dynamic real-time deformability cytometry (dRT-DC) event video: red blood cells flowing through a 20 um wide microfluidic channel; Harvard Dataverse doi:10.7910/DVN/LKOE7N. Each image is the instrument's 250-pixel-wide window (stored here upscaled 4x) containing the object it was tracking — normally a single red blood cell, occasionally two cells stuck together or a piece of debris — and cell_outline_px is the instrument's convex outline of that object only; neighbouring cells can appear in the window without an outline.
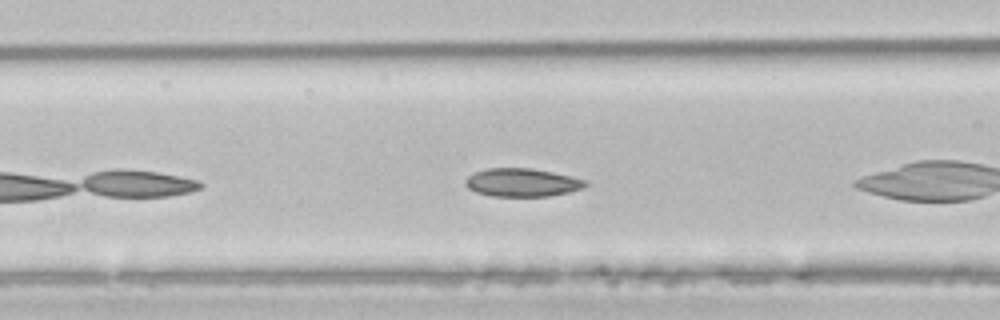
{"species": "common noctule bat (a hibernating species)", "species_latin": "Nyctalus noctula", "temperature_condition": "room temperature", "stored_images_in_passage": 10, "camera_frame_rate_fps": 3000, "um_per_image_px": 0.085, "animal": {"sex": "male", "body_mass_g": 21.5, "forearm_length_mm": 52.0}, "frame": {"image": 1, "passage_image": 5, "time_ms": 1.333, "image_size_px": [1000, 320], "cell_outline_px": [[588, 184], [584, 188], [568, 192], [548, 196], [492, 196], [476, 192], [468, 188], [464, 184], [464, 180], [468, 176], [484, 168], [532, 168], [552, 172], [584, 180]], "centroid_in_image_um": [44.33, 15.51], "position_along_channel_um": 122.3, "area_um2": 19.65}}